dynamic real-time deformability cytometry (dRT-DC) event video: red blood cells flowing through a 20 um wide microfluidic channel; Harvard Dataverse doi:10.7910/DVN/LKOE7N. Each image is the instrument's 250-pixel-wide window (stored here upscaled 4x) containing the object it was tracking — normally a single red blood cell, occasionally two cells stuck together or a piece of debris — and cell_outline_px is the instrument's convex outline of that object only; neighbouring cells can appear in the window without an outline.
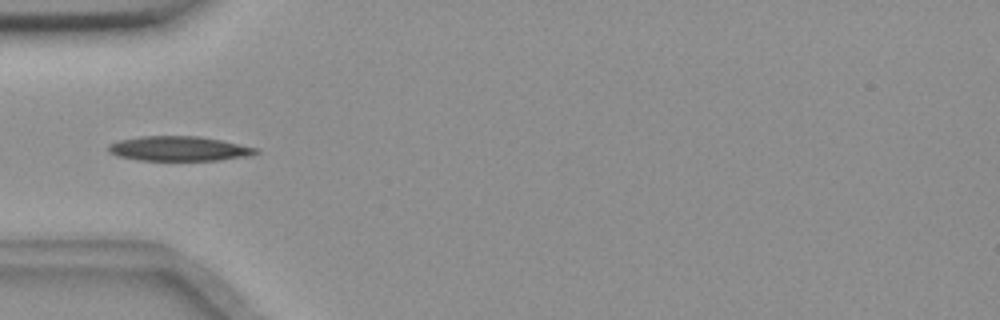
{"species": "common noctule bat (a hibernating species)", "species_latin": "Nyctalus noctula", "temperature_condition": "room temperature", "stored_images_in_passage": 8, "camera_frame_rate_fps": 3000, "um_per_image_px": 0.085, "animal": {"sex": "female", "body_mass_g": 18.4}, "frame": {"image": 1, "passage_image": 1, "time_ms": 0.0, "image_size_px": [1000, 320], "cell_outline_px": [[260, 152], [252, 156], [220, 160], [136, 160], [116, 156], [108, 152], [108, 144], [120, 140], [140, 136], [200, 136], [220, 140], [256, 148]], "centroid_in_image_um": [15.19, 12.64], "position_along_channel_um": 69.8, "area_um2": 21.33}}
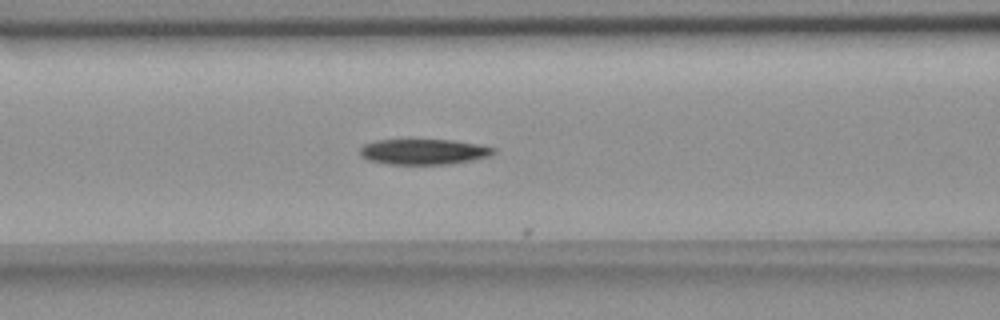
{"frame": {"image": 2, "passage_image": 6, "time_ms": 1.667, "image_size_px": [1000, 320], "cell_outline_px": [[496, 152], [488, 156], [472, 160], [448, 164], [388, 164], [368, 160], [360, 156], [360, 148], [364, 144], [376, 140], [456, 140], [480, 144], [496, 148]], "centroid_in_image_um": [36.02, 12.89], "position_along_channel_um": 130.6, "area_um2": 19.94}}